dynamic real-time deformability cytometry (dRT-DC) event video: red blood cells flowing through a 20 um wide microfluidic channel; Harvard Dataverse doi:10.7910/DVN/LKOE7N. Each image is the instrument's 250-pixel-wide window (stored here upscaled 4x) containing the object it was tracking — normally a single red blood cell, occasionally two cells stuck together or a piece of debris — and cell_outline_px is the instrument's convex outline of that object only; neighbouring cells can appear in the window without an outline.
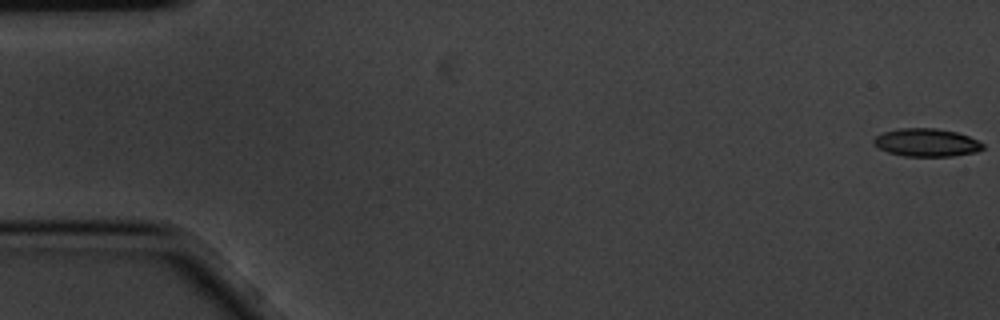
{"species": "common noctule bat (a hibernating species)", "species_latin": "Nyctalus noctula", "temperature_condition": "cold", "stored_images_in_passage": 5, "camera_frame_rate_fps": 3000, "um_per_image_px": 0.085, "animal": {"sex": "male", "body_mass_g": 20.1, "forearm_length_mm": 53.5}, "frame": {"image": 1, "passage_image": 1, "time_ms": 0.0, "image_size_px": [1000, 320], "cell_outline_px": [[984, 148], [976, 152], [952, 156], [904, 156], [888, 152], [880, 148], [872, 140], [876, 136], [884, 132], [900, 128], [936, 128], [956, 132], [968, 136], [984, 144]], "centroid_in_image_um": [78.77, 12.11], "position_along_channel_um": 6.2, "area_um2": 17.63}}
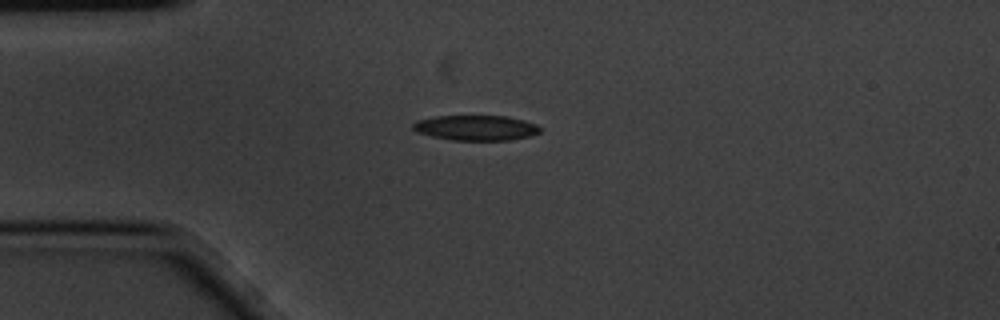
{"frame": {"image": 2, "passage_image": 4, "time_ms": 1.0, "image_size_px": [1000, 320], "cell_outline_px": [[540, 132], [532, 136], [508, 140], [452, 140], [432, 136], [416, 132], [412, 128], [412, 124], [416, 120], [436, 116], [508, 116], [524, 120], [536, 124], [540, 128]], "centroid_in_image_um": [40.45, 10.86], "position_along_channel_um": 44.6, "area_um2": 18.73}}